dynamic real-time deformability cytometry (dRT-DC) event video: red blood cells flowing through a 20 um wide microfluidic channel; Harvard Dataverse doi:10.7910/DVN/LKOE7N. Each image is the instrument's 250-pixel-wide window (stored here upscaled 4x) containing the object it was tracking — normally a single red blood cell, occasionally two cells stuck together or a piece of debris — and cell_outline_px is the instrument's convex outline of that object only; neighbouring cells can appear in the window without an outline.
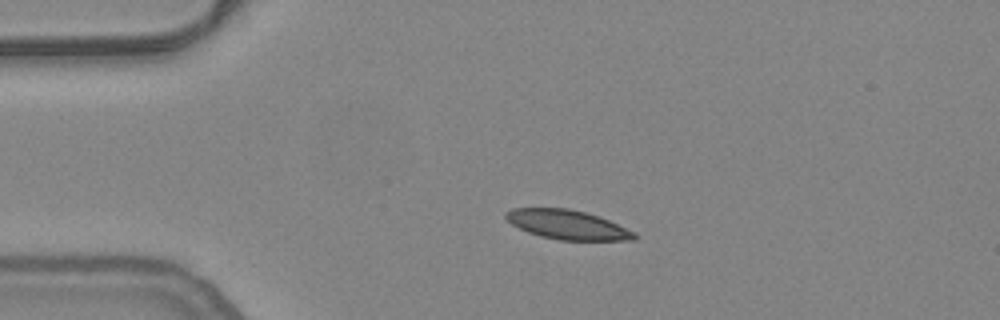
{"species": "common noctule bat (a hibernating species)", "species_latin": "Nyctalus noctula", "temperature_condition": "warm", "stored_images_in_passage": 43, "camera_frame_rate_fps": 3000, "um_per_image_px": 0.085, "animal": {"sex": "female", "body_mass_g": 24.6, "forearm_length_mm": 56.2}, "frame": {"image": 1, "passage_image": 1, "time_ms": 0.0, "image_size_px": [1000, 320], "cell_outline_px": [[636, 240], [560, 240], [540, 236], [528, 232], [512, 224], [504, 216], [504, 212], [512, 208], [568, 208], [584, 212], [608, 220], [636, 232]], "centroid_in_image_um": [48.22, 19.1], "position_along_channel_um": 36.8, "area_um2": 21.79}}
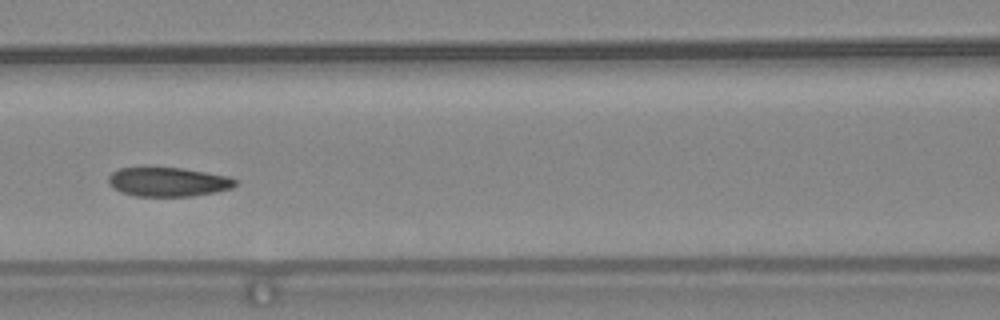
{"frame": {"image": 2, "passage_image": 13, "time_ms": 4.0, "image_size_px": [1000, 320], "cell_outline_px": [[236, 184], [232, 188], [216, 192], [192, 196], [132, 196], [120, 192], [112, 188], [108, 184], [108, 176], [112, 172], [120, 168], [180, 168], [228, 176], [236, 180]], "centroid_in_image_um": [14.25, 15.47], "position_along_channel_um": 152.4, "area_um2": 21.5}}
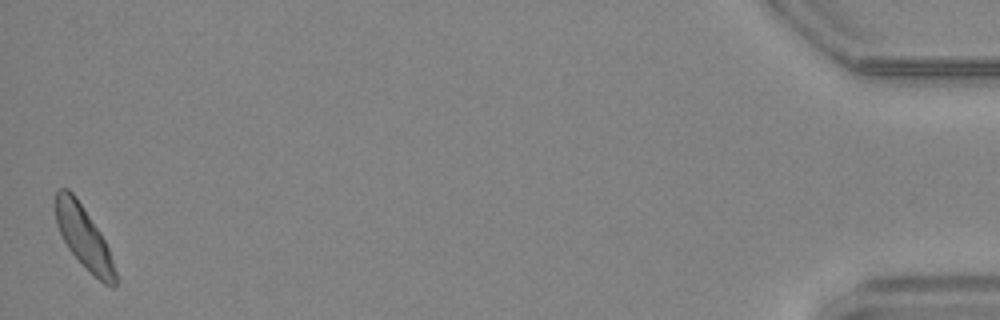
{"frame": {"image": 3, "passage_image": 43, "time_ms": 14.0, "image_size_px": [1000, 320], "cell_outline_px": [[116, 284], [112, 288], [104, 284], [68, 248], [56, 224], [56, 192], [60, 188], [68, 188], [76, 196], [100, 232], [108, 248], [116, 272]], "centroid_in_image_um": [7.12, 20.13], "position_along_channel_um": 428.1, "area_um2": 20.98}, "authors_computed_cell_mechanics": {"area_um2": 22.1374, "velocity_mm_per_s": 3.7432, "shape_relaxation_time_tau1_ms": 10.1814, "shape_relaxation_time_tau2_ms": 3.3612, "deformation_change_tau1": 0.1863, "deformation_change_tau2": 0.0892}}